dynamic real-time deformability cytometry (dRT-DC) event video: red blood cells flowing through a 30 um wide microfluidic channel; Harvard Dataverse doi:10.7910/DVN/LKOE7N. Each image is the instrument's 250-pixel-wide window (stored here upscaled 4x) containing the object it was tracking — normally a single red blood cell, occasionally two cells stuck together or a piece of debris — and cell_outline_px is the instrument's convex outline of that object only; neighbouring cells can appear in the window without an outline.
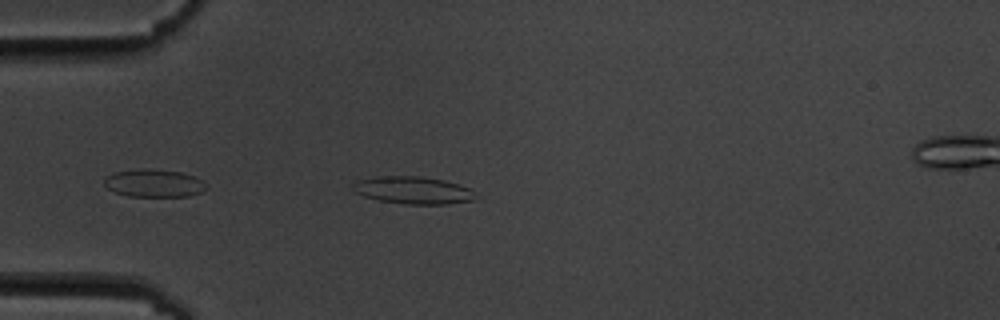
{"species": "common noctule bat (a hibernating species)", "species_latin": "Nyctalus noctula", "temperature_condition": "cold", "stored_images_in_passage": 6, "camera_frame_rate_fps": 3000, "um_per_image_px": 0.085, "animal": {"sex": "male", "body_mass_g": 19.5, "forearm_length_mm": 54.6}, "frame": {"image": 1, "passage_image": 4, "time_ms": 3.667, "image_size_px": [1000, 320], "cell_outline_px": [[476, 200], [448, 204], [404, 204], [380, 200], [364, 196], [356, 192], [352, 188], [352, 184], [356, 180], [372, 176], [420, 176], [444, 180], [460, 184], [468, 188], [476, 196]], "centroid_in_image_um": [35.1, 16.16], "position_along_channel_um": 49.9, "area_um2": 19.71}}